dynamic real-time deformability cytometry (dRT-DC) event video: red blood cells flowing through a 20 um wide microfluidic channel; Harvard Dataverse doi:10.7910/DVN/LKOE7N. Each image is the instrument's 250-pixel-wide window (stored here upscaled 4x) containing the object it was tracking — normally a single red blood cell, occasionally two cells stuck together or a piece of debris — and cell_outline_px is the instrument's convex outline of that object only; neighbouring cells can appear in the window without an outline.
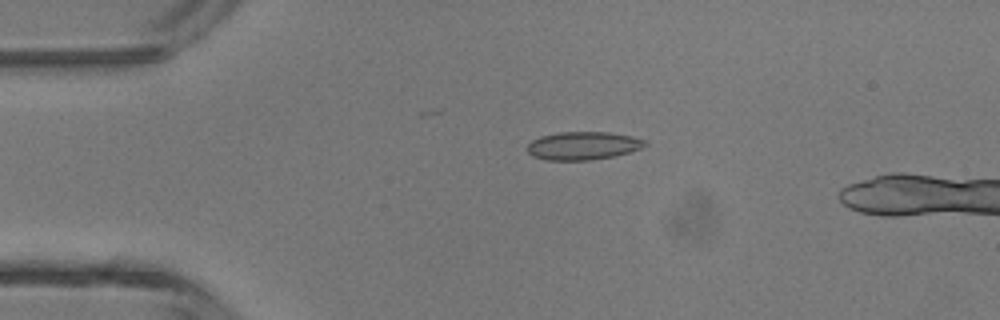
{"species": "common noctule bat (a hibernating species)", "species_latin": "Nyctalus noctula", "temperature_condition": "room temperature", "stored_images_in_passage": 5, "camera_frame_rate_fps": 3000, "um_per_image_px": 0.085, "animal": {"sex": "male", "body_mass_g": 13.3}, "frame": {"image": 1, "passage_image": 3, "time_ms": 0.667, "image_size_px": [1000, 320], "cell_outline_px": [[648, 144], [640, 148], [628, 152], [612, 156], [588, 160], [548, 160], [532, 156], [528, 152], [528, 144], [532, 140], [540, 136], [560, 132], [608, 132], [632, 136], [648, 140]], "centroid_in_image_um": [49.56, 12.37], "position_along_channel_um": 35.4, "area_um2": 19.19}}